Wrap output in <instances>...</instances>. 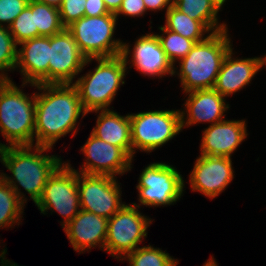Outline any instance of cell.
<instances>
[{"label":"cell","instance_id":"6da1fadb","mask_svg":"<svg viewBox=\"0 0 266 266\" xmlns=\"http://www.w3.org/2000/svg\"><path fill=\"white\" fill-rule=\"evenodd\" d=\"M30 86L39 90L36 92L34 145L53 148L68 133L75 136L80 115L84 118L87 114L81 105L76 87L73 84Z\"/></svg>","mask_w":266,"mask_h":266},{"label":"cell","instance_id":"7a4b0ae2","mask_svg":"<svg viewBox=\"0 0 266 266\" xmlns=\"http://www.w3.org/2000/svg\"><path fill=\"white\" fill-rule=\"evenodd\" d=\"M50 149L53 148L38 145L5 146L0 142V162L12 173L10 177L0 172V177L25 204L27 198L18 187H23L36 204L48 178L63 162L61 156L46 155Z\"/></svg>","mask_w":266,"mask_h":266},{"label":"cell","instance_id":"3957f363","mask_svg":"<svg viewBox=\"0 0 266 266\" xmlns=\"http://www.w3.org/2000/svg\"><path fill=\"white\" fill-rule=\"evenodd\" d=\"M228 32V29L217 31L196 42L178 61L180 69L174 66L173 76L178 75L184 93L214 88L222 62L233 46Z\"/></svg>","mask_w":266,"mask_h":266},{"label":"cell","instance_id":"277c9868","mask_svg":"<svg viewBox=\"0 0 266 266\" xmlns=\"http://www.w3.org/2000/svg\"><path fill=\"white\" fill-rule=\"evenodd\" d=\"M0 78V132L5 146L34 145L36 92L30 96Z\"/></svg>","mask_w":266,"mask_h":266},{"label":"cell","instance_id":"5b68a950","mask_svg":"<svg viewBox=\"0 0 266 266\" xmlns=\"http://www.w3.org/2000/svg\"><path fill=\"white\" fill-rule=\"evenodd\" d=\"M93 60L98 62L94 70L73 82L87 114L97 110H109L120 86L125 84L124 78L129 69L122 55Z\"/></svg>","mask_w":266,"mask_h":266},{"label":"cell","instance_id":"8992f818","mask_svg":"<svg viewBox=\"0 0 266 266\" xmlns=\"http://www.w3.org/2000/svg\"><path fill=\"white\" fill-rule=\"evenodd\" d=\"M129 116L132 160L136 150L151 153L182 131L180 110H154Z\"/></svg>","mask_w":266,"mask_h":266},{"label":"cell","instance_id":"52a82bcc","mask_svg":"<svg viewBox=\"0 0 266 266\" xmlns=\"http://www.w3.org/2000/svg\"><path fill=\"white\" fill-rule=\"evenodd\" d=\"M118 19L114 14L84 16L66 29L72 34L86 59L121 55L123 41L113 39Z\"/></svg>","mask_w":266,"mask_h":266},{"label":"cell","instance_id":"ba28073f","mask_svg":"<svg viewBox=\"0 0 266 266\" xmlns=\"http://www.w3.org/2000/svg\"><path fill=\"white\" fill-rule=\"evenodd\" d=\"M138 201L132 203L140 208V205L159 207L174 205L183 196L185 181L176 167L165 162H154L147 165L139 175Z\"/></svg>","mask_w":266,"mask_h":266},{"label":"cell","instance_id":"9c48e42d","mask_svg":"<svg viewBox=\"0 0 266 266\" xmlns=\"http://www.w3.org/2000/svg\"><path fill=\"white\" fill-rule=\"evenodd\" d=\"M73 168L70 162H63L48 178L42 196L35 204L42 214H46L48 210L58 212L63 217L60 222L62 228L81 210L78 172Z\"/></svg>","mask_w":266,"mask_h":266},{"label":"cell","instance_id":"30bf717a","mask_svg":"<svg viewBox=\"0 0 266 266\" xmlns=\"http://www.w3.org/2000/svg\"><path fill=\"white\" fill-rule=\"evenodd\" d=\"M138 209L139 207L133 204H125L108 219L104 251L116 259L122 260L147 238V229L152 219Z\"/></svg>","mask_w":266,"mask_h":266},{"label":"cell","instance_id":"8fae6325","mask_svg":"<svg viewBox=\"0 0 266 266\" xmlns=\"http://www.w3.org/2000/svg\"><path fill=\"white\" fill-rule=\"evenodd\" d=\"M121 189L117 177L78 172L80 209L84 211L111 218L126 204Z\"/></svg>","mask_w":266,"mask_h":266},{"label":"cell","instance_id":"7c38bea8","mask_svg":"<svg viewBox=\"0 0 266 266\" xmlns=\"http://www.w3.org/2000/svg\"><path fill=\"white\" fill-rule=\"evenodd\" d=\"M49 84H73L93 58L86 59L72 34L65 28L50 36Z\"/></svg>","mask_w":266,"mask_h":266},{"label":"cell","instance_id":"4fadbf2b","mask_svg":"<svg viewBox=\"0 0 266 266\" xmlns=\"http://www.w3.org/2000/svg\"><path fill=\"white\" fill-rule=\"evenodd\" d=\"M86 156L84 164L77 172L89 175H123L131 171L132 159L120 148L97 138L92 133L81 147Z\"/></svg>","mask_w":266,"mask_h":266},{"label":"cell","instance_id":"5bb4252c","mask_svg":"<svg viewBox=\"0 0 266 266\" xmlns=\"http://www.w3.org/2000/svg\"><path fill=\"white\" fill-rule=\"evenodd\" d=\"M234 178L231 157L199 155L189 176L191 191L213 199L220 195Z\"/></svg>","mask_w":266,"mask_h":266},{"label":"cell","instance_id":"9a60e30c","mask_svg":"<svg viewBox=\"0 0 266 266\" xmlns=\"http://www.w3.org/2000/svg\"><path fill=\"white\" fill-rule=\"evenodd\" d=\"M134 43L133 50H130L129 43H123L121 55L126 65L131 63L129 68L135 67L144 76L153 78L173 76L174 66L166 57L156 33L142 35ZM129 57L132 60H129Z\"/></svg>","mask_w":266,"mask_h":266},{"label":"cell","instance_id":"2e32d148","mask_svg":"<svg viewBox=\"0 0 266 266\" xmlns=\"http://www.w3.org/2000/svg\"><path fill=\"white\" fill-rule=\"evenodd\" d=\"M16 68L22 75V88L28 83L49 84L50 37L38 36L18 44Z\"/></svg>","mask_w":266,"mask_h":266},{"label":"cell","instance_id":"e0dca14e","mask_svg":"<svg viewBox=\"0 0 266 266\" xmlns=\"http://www.w3.org/2000/svg\"><path fill=\"white\" fill-rule=\"evenodd\" d=\"M185 94L188 96L183 104L185 109H180L182 110L180 111L182 130L184 127L198 123L207 122L213 125L225 120L224 113L230 108L229 104L214 88L195 90Z\"/></svg>","mask_w":266,"mask_h":266},{"label":"cell","instance_id":"ac0fdd59","mask_svg":"<svg viewBox=\"0 0 266 266\" xmlns=\"http://www.w3.org/2000/svg\"><path fill=\"white\" fill-rule=\"evenodd\" d=\"M245 120H223L204 129L200 155L231 157L248 136Z\"/></svg>","mask_w":266,"mask_h":266},{"label":"cell","instance_id":"d6986e66","mask_svg":"<svg viewBox=\"0 0 266 266\" xmlns=\"http://www.w3.org/2000/svg\"><path fill=\"white\" fill-rule=\"evenodd\" d=\"M107 227L108 219L81 209L63 230L74 251L82 254L96 246L104 251Z\"/></svg>","mask_w":266,"mask_h":266},{"label":"cell","instance_id":"ffe728a7","mask_svg":"<svg viewBox=\"0 0 266 266\" xmlns=\"http://www.w3.org/2000/svg\"><path fill=\"white\" fill-rule=\"evenodd\" d=\"M233 48L226 54L214 89L223 97H228L249 85L261 68V57H234Z\"/></svg>","mask_w":266,"mask_h":266},{"label":"cell","instance_id":"44dd1931","mask_svg":"<svg viewBox=\"0 0 266 266\" xmlns=\"http://www.w3.org/2000/svg\"><path fill=\"white\" fill-rule=\"evenodd\" d=\"M93 112L99 114L91 133L107 143L120 147L132 159L129 114L122 116L113 109Z\"/></svg>","mask_w":266,"mask_h":266},{"label":"cell","instance_id":"7402d4cb","mask_svg":"<svg viewBox=\"0 0 266 266\" xmlns=\"http://www.w3.org/2000/svg\"><path fill=\"white\" fill-rule=\"evenodd\" d=\"M173 5L190 18L202 22L212 33L229 29L225 23H219V11L210 0H173Z\"/></svg>","mask_w":266,"mask_h":266},{"label":"cell","instance_id":"603a6c76","mask_svg":"<svg viewBox=\"0 0 266 266\" xmlns=\"http://www.w3.org/2000/svg\"><path fill=\"white\" fill-rule=\"evenodd\" d=\"M165 17V25L163 26L165 29L176 32L195 43L203 41L209 36L208 34L212 33L202 22L190 18L174 5L166 11Z\"/></svg>","mask_w":266,"mask_h":266},{"label":"cell","instance_id":"cb8c5ba5","mask_svg":"<svg viewBox=\"0 0 266 266\" xmlns=\"http://www.w3.org/2000/svg\"><path fill=\"white\" fill-rule=\"evenodd\" d=\"M24 206L15 191L0 177V229L13 228L16 223L19 226Z\"/></svg>","mask_w":266,"mask_h":266},{"label":"cell","instance_id":"d4e9b609","mask_svg":"<svg viewBox=\"0 0 266 266\" xmlns=\"http://www.w3.org/2000/svg\"><path fill=\"white\" fill-rule=\"evenodd\" d=\"M31 11L34 13L38 36L50 37L65 29L62 25L58 8L31 0Z\"/></svg>","mask_w":266,"mask_h":266},{"label":"cell","instance_id":"484cf974","mask_svg":"<svg viewBox=\"0 0 266 266\" xmlns=\"http://www.w3.org/2000/svg\"><path fill=\"white\" fill-rule=\"evenodd\" d=\"M160 248L152 245L136 248L121 261H128L129 266H176L179 261ZM127 259V260H126Z\"/></svg>","mask_w":266,"mask_h":266},{"label":"cell","instance_id":"4316f807","mask_svg":"<svg viewBox=\"0 0 266 266\" xmlns=\"http://www.w3.org/2000/svg\"><path fill=\"white\" fill-rule=\"evenodd\" d=\"M162 34H156L160 45L164 50L166 57L175 66V63L185 57L195 45L193 40L185 38L180 34L165 29L163 26L158 27Z\"/></svg>","mask_w":266,"mask_h":266},{"label":"cell","instance_id":"83f0119b","mask_svg":"<svg viewBox=\"0 0 266 266\" xmlns=\"http://www.w3.org/2000/svg\"><path fill=\"white\" fill-rule=\"evenodd\" d=\"M18 48L9 28L0 26V78L10 79L7 72L16 70Z\"/></svg>","mask_w":266,"mask_h":266},{"label":"cell","instance_id":"f1b7e54d","mask_svg":"<svg viewBox=\"0 0 266 266\" xmlns=\"http://www.w3.org/2000/svg\"><path fill=\"white\" fill-rule=\"evenodd\" d=\"M8 28L17 44L38 37V29L35 27L34 13L31 11V0Z\"/></svg>","mask_w":266,"mask_h":266},{"label":"cell","instance_id":"f546056e","mask_svg":"<svg viewBox=\"0 0 266 266\" xmlns=\"http://www.w3.org/2000/svg\"><path fill=\"white\" fill-rule=\"evenodd\" d=\"M85 4L86 0H62L58 9L62 25L65 28L84 17Z\"/></svg>","mask_w":266,"mask_h":266},{"label":"cell","instance_id":"4dcf8cb0","mask_svg":"<svg viewBox=\"0 0 266 266\" xmlns=\"http://www.w3.org/2000/svg\"><path fill=\"white\" fill-rule=\"evenodd\" d=\"M29 1L30 0H0V26L8 28L26 8Z\"/></svg>","mask_w":266,"mask_h":266},{"label":"cell","instance_id":"1f68e13d","mask_svg":"<svg viewBox=\"0 0 266 266\" xmlns=\"http://www.w3.org/2000/svg\"><path fill=\"white\" fill-rule=\"evenodd\" d=\"M146 11L143 0H123L119 10L114 15L117 19L121 15L135 18L143 16Z\"/></svg>","mask_w":266,"mask_h":266},{"label":"cell","instance_id":"d6a6232c","mask_svg":"<svg viewBox=\"0 0 266 266\" xmlns=\"http://www.w3.org/2000/svg\"><path fill=\"white\" fill-rule=\"evenodd\" d=\"M110 13L103 0H86L84 16L97 17Z\"/></svg>","mask_w":266,"mask_h":266},{"label":"cell","instance_id":"836d02e7","mask_svg":"<svg viewBox=\"0 0 266 266\" xmlns=\"http://www.w3.org/2000/svg\"><path fill=\"white\" fill-rule=\"evenodd\" d=\"M147 11H166L173 5V0H143Z\"/></svg>","mask_w":266,"mask_h":266},{"label":"cell","instance_id":"e575fe53","mask_svg":"<svg viewBox=\"0 0 266 266\" xmlns=\"http://www.w3.org/2000/svg\"><path fill=\"white\" fill-rule=\"evenodd\" d=\"M103 1L106 5L108 11L110 13L115 14L119 10L123 0H103Z\"/></svg>","mask_w":266,"mask_h":266},{"label":"cell","instance_id":"d590c367","mask_svg":"<svg viewBox=\"0 0 266 266\" xmlns=\"http://www.w3.org/2000/svg\"><path fill=\"white\" fill-rule=\"evenodd\" d=\"M7 248H4L1 252H0V259H1V266H19L17 263L11 262L10 260H7L5 257V254L7 253ZM6 259V260H5Z\"/></svg>","mask_w":266,"mask_h":266},{"label":"cell","instance_id":"8d00e7d4","mask_svg":"<svg viewBox=\"0 0 266 266\" xmlns=\"http://www.w3.org/2000/svg\"><path fill=\"white\" fill-rule=\"evenodd\" d=\"M36 1L56 8H59L62 3V0H36Z\"/></svg>","mask_w":266,"mask_h":266},{"label":"cell","instance_id":"74e56055","mask_svg":"<svg viewBox=\"0 0 266 266\" xmlns=\"http://www.w3.org/2000/svg\"><path fill=\"white\" fill-rule=\"evenodd\" d=\"M218 11H221L222 6L227 0H210Z\"/></svg>","mask_w":266,"mask_h":266},{"label":"cell","instance_id":"f35d334b","mask_svg":"<svg viewBox=\"0 0 266 266\" xmlns=\"http://www.w3.org/2000/svg\"><path fill=\"white\" fill-rule=\"evenodd\" d=\"M203 266H218L216 260L211 256Z\"/></svg>","mask_w":266,"mask_h":266},{"label":"cell","instance_id":"ab89813d","mask_svg":"<svg viewBox=\"0 0 266 266\" xmlns=\"http://www.w3.org/2000/svg\"><path fill=\"white\" fill-rule=\"evenodd\" d=\"M266 66V54L264 57H261V67Z\"/></svg>","mask_w":266,"mask_h":266}]
</instances>
